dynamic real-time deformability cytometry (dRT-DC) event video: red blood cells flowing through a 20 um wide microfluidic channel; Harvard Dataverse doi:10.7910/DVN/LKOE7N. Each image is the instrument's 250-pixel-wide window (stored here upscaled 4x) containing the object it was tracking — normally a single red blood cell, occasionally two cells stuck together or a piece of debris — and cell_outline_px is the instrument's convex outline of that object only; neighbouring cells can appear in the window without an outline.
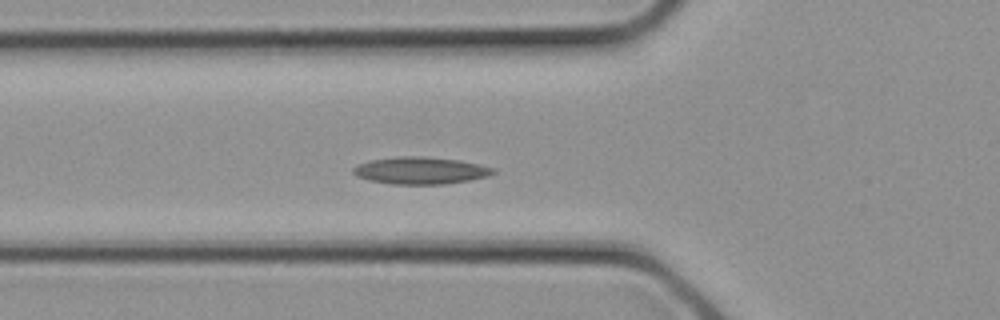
{"species": "common noctule bat (a hibernating species)", "species_latin": "Nyctalus noctula", "temperature_condition": "cold", "stored_images_in_passage": 9, "camera_frame_rate_fps": 3000, "um_per_image_px": 0.085, "animal": {"sex": "female", "body_mass_g": 21.9}, "frame": {"image": 1, "passage_image": 7, "time_ms": 2.0, "image_size_px": [1000, 320], "cell_outline_px": [[496, 172], [488, 176], [468, 180], [444, 184], [392, 184], [368, 180], [356, 176], [352, 172], [352, 168], [368, 160], [396, 156], [424, 156], [460, 160], [496, 168]], "centroid_in_image_um": [35.73, 14.48], "position_along_channel_um": 90.1, "area_um2": 22.25}}
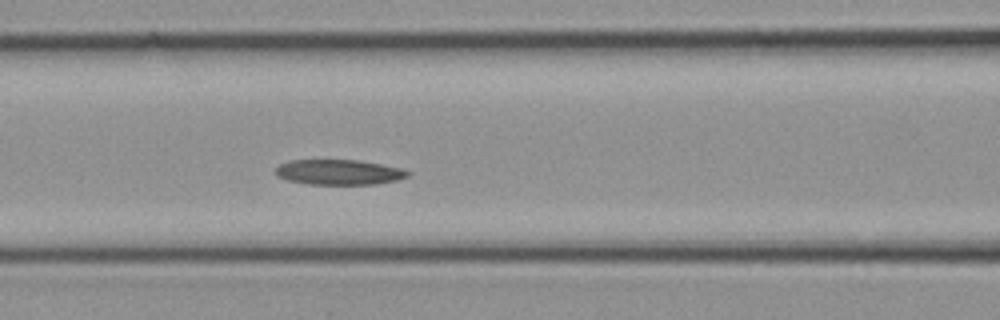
{"frame": {"image": 2, "passage_image": 9, "time_ms": 2.667, "image_size_px": [1000, 320], "cell_outline_px": [[412, 172], [408, 176], [396, 180], [376, 184], [308, 184], [288, 180], [276, 176], [276, 168], [280, 164], [288, 160], [360, 160], [404, 168]], "centroid_in_image_um": [28.84, 14.63], "position_along_channel_um": 137.8, "area_um2": 19.54}}